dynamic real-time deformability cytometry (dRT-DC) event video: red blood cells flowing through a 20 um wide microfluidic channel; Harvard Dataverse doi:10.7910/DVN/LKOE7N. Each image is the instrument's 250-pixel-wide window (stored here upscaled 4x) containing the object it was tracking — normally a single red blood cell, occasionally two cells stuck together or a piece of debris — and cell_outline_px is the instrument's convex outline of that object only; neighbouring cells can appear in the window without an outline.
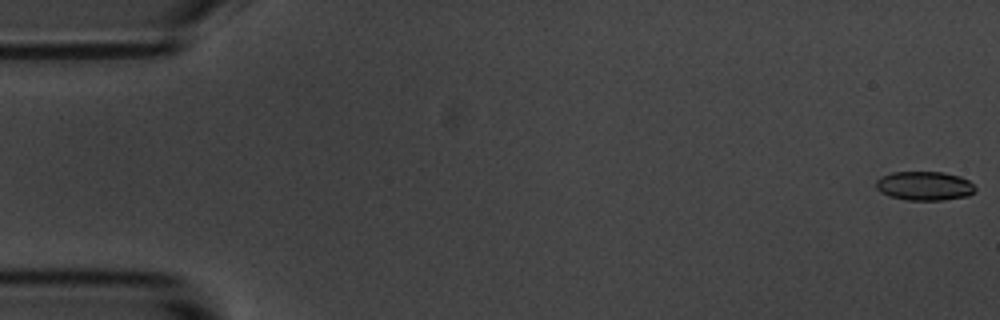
{"species": "common noctule bat (a hibernating species)", "species_latin": "Nyctalus noctula", "temperature_condition": "room temperature", "stored_images_in_passage": 58, "camera_frame_rate_fps": 3000, "um_per_image_px": 0.085, "animal": {"sex": "male", "body_mass_g": 20.1, "forearm_length_mm": 53.5}, "frame": {"image": 1, "passage_image": 1, "time_ms": 0.0, "image_size_px": [1000, 320], "cell_outline_px": [[976, 192], [968, 196], [944, 200], [908, 200], [888, 196], [880, 192], [876, 188], [876, 180], [880, 176], [892, 172], [944, 172], [960, 176], [968, 180], [976, 188]], "centroid_in_image_um": [78.58, 15.8], "position_along_channel_um": 6.4, "area_um2": 16.99}}
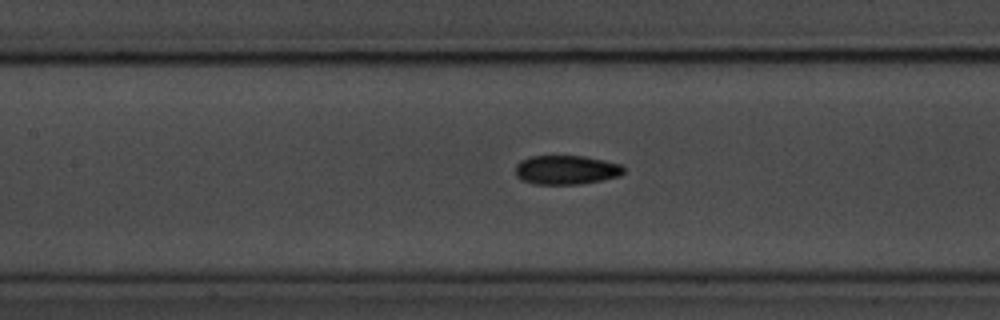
{"frame": {"image": 2, "passage_image": 26, "time_ms": 8.333, "image_size_px": [1000, 320], "cell_outline_px": [[624, 172], [620, 176], [580, 184], [536, 184], [524, 180], [516, 176], [516, 164], [520, 160], [532, 156], [584, 156], [604, 160], [620, 164], [624, 168]], "centroid_in_image_um": [48.13, 14.43], "position_along_channel_um": 159.3, "area_um2": 18.26}}
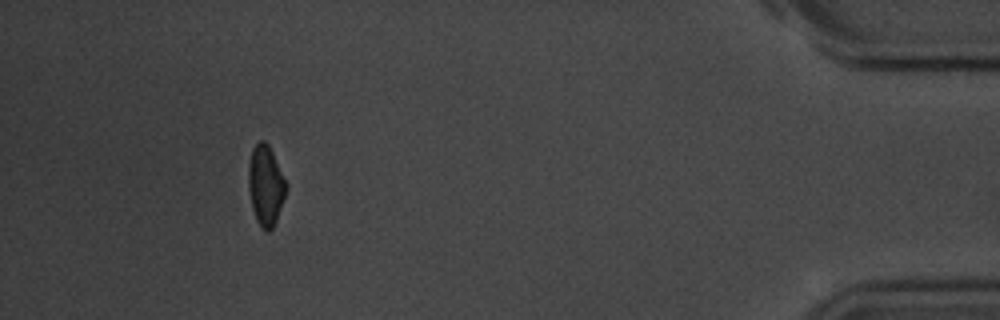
{"frame": {"image": 3, "passage_image": 53, "time_ms": 17.333, "image_size_px": [1000, 320], "cell_outline_px": [[288, 188], [276, 220], [272, 228], [268, 232], [264, 232], [256, 220], [252, 208], [248, 188], [248, 164], [252, 148], [260, 140], [264, 140], [268, 144], [288, 184]], "centroid_in_image_um": [22.58, 15.76], "position_along_channel_um": 412.6, "area_um2": 17.8}, "authors_computed_cell_mechanics": {"area_um2": 18.0625, "velocity_mm_per_s": 3.5143, "shape_relaxation_time_tau1_ms": 3.5943, "shape_relaxation_time_tau2_ms": 2.2999, "deformation_change_tau1": 0.1243, "deformation_change_tau2": 0.0716}}